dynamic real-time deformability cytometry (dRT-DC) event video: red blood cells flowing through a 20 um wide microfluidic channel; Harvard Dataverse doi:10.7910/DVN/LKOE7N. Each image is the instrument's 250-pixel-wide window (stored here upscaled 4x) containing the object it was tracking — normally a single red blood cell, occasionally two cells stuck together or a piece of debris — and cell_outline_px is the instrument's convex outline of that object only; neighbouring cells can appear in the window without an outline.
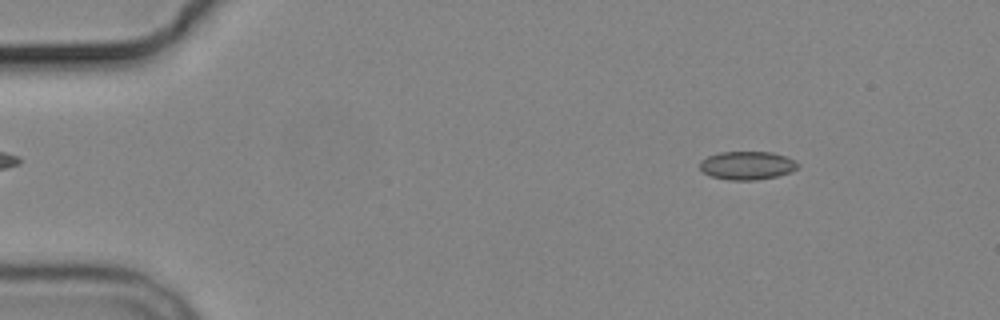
{"species": "common noctule bat (a hibernating species)", "species_latin": "Nyctalus noctula", "temperature_condition": "cold", "stored_images_in_passage": 6, "camera_frame_rate_fps": 3000, "um_per_image_px": 0.085, "animal": {"sex": "male", "body_mass_g": 19.2, "forearm_length_mm": 51.8}, "frame": {"image": 1, "passage_image": 2, "time_ms": 1.333, "image_size_px": [1000, 320], "cell_outline_px": [[800, 164], [796, 168], [788, 172], [776, 176], [756, 180], [728, 180], [712, 176], [704, 172], [700, 168], [700, 160], [708, 156], [720, 152], [772, 152], [796, 160]], "centroid_in_image_um": [63.5, 14.06], "position_along_channel_um": 21.5, "area_um2": 16.07}}
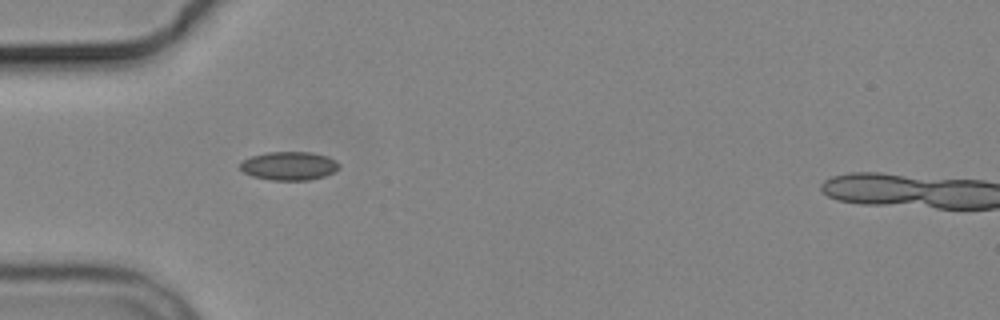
{"frame": {"image": 2, "passage_image": 5, "time_ms": 4.667, "image_size_px": [1000, 320], "cell_outline_px": [[340, 168], [336, 172], [324, 176], [308, 180], [272, 180], [252, 176], [244, 172], [240, 168], [240, 164], [244, 160], [252, 156], [268, 152], [312, 152], [328, 156], [336, 160], [340, 164]], "centroid_in_image_um": [24.63, 14.1], "position_along_channel_um": 60.4, "area_um2": 16.53}}
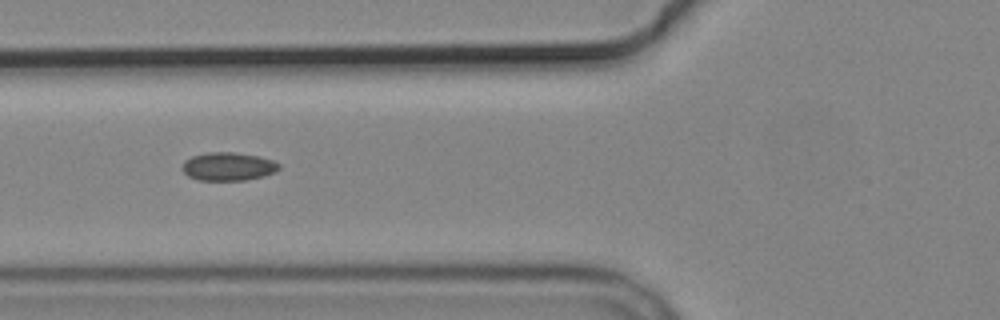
{"frame": {"image": 3, "passage_image": 6, "time_ms": 6.0, "image_size_px": [1000, 320], "cell_outline_px": [[280, 168], [276, 172], [264, 176], [244, 180], [200, 180], [188, 176], [180, 168], [184, 160], [192, 156], [208, 152], [232, 152], [260, 156], [272, 160], [280, 164]], "centroid_in_image_um": [19.39, 14.15], "position_along_channel_um": 106.4, "area_um2": 16.07}}